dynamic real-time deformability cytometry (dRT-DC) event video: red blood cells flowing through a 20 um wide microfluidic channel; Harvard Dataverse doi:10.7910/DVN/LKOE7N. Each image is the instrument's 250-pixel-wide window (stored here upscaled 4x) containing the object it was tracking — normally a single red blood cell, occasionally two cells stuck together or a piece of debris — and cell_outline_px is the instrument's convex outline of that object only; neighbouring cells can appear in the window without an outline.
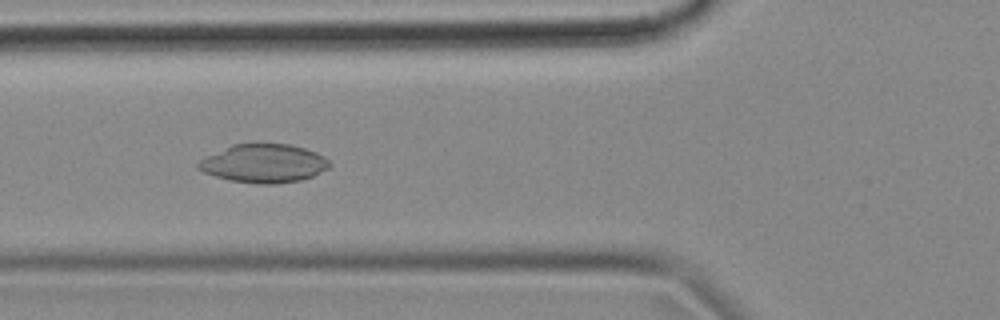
{"species": "common noctule bat (a hibernating species)", "species_latin": "Nyctalus noctula", "temperature_condition": "cold", "stored_images_in_passage": 55, "camera_frame_rate_fps": 3000, "um_per_image_px": 0.085, "animal": {"sex": "female", "body_mass_g": 18.4}, "frame": {"image": 1, "passage_image": 20, "time_ms": 6.333, "image_size_px": [1000, 320], "cell_outline_px": [[332, 164], [328, 168], [312, 176], [300, 180], [276, 184], [256, 184], [228, 180], [204, 172], [196, 168], [196, 164], [200, 160], [232, 144], [256, 140], [288, 144], [304, 148], [316, 152], [324, 156]], "centroid_in_image_um": [22.42, 13.85], "position_along_channel_um": 103.4, "area_um2": 30.11}}
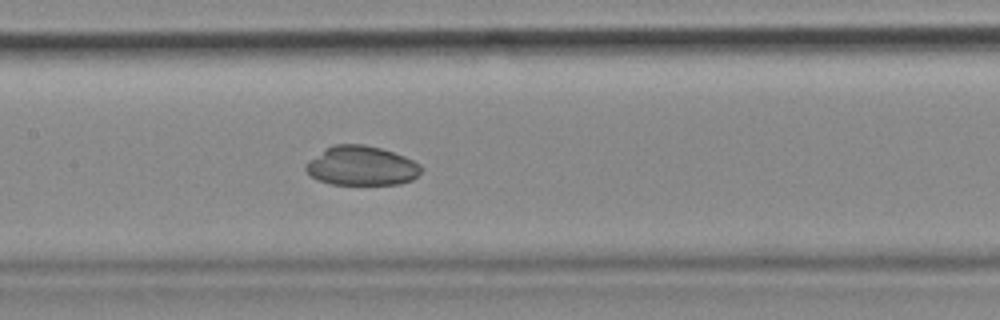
{"frame": {"image": 2, "passage_image": 26, "time_ms": 8.333, "image_size_px": [1000, 320], "cell_outline_px": [[424, 168], [412, 180], [400, 184], [332, 184], [320, 180], [312, 176], [304, 168], [304, 164], [324, 148], [336, 144], [364, 144], [380, 148], [404, 156], [420, 164]], "centroid_in_image_um": [30.72, 14.09], "position_along_channel_um": 176.7, "area_um2": 26.41}}
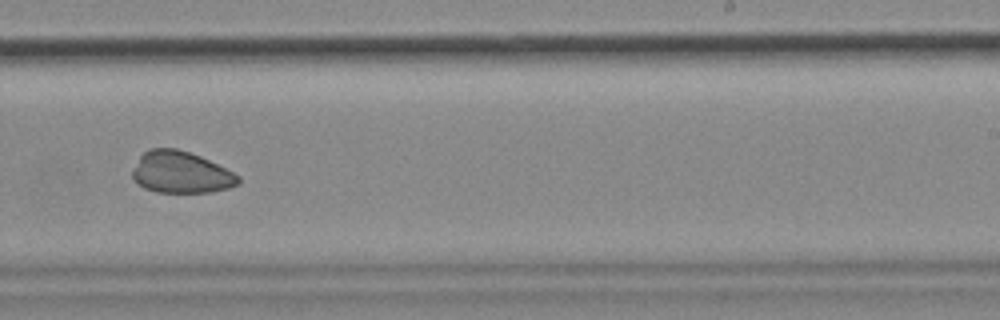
{"frame": {"image": 3, "passage_image": 34, "time_ms": 11.0, "image_size_px": [1000, 320], "cell_outline_px": [[240, 184], [228, 188], [212, 192], [156, 192], [144, 188], [132, 176], [132, 168], [140, 156], [144, 152], [152, 148], [176, 148], [200, 156], [240, 176]], "centroid_in_image_um": [15.37, 14.65], "position_along_channel_um": 273.6, "area_um2": 25.55}, "authors_computed_cell_mechanics": {"area_um2": 28.5532, "velocity_mm_per_s": 3.6604, "shape_relaxation_time_tau1_ms": 4.9327, "shape_relaxation_time_tau2_ms": null, "deformation_change_tau1": 0.1214, "deformation_change_tau2": null}}